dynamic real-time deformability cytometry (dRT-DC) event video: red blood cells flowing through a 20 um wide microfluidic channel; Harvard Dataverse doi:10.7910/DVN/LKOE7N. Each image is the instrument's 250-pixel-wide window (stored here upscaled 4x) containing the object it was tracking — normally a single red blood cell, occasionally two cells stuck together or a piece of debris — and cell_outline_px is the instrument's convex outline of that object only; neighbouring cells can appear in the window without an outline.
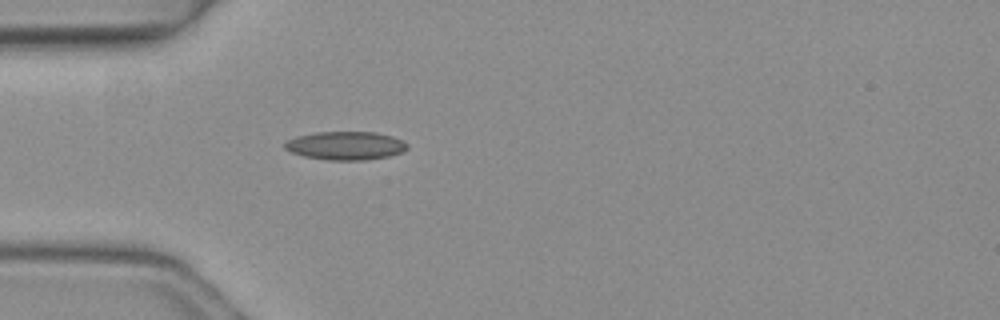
{"species": "common noctule bat (a hibernating species)", "species_latin": "Nyctalus noctula", "temperature_condition": "warm", "stored_images_in_passage": 5, "camera_frame_rate_fps": 3000, "um_per_image_px": 0.085, "animal": {"sex": "female", "body_mass_g": 19.3, "forearm_length_mm": 54.1}, "frame": {"image": 1, "passage_image": 5, "time_ms": 1.333, "image_size_px": [1000, 320], "cell_outline_px": [[408, 148], [400, 152], [388, 156], [364, 160], [328, 160], [304, 156], [292, 152], [284, 148], [284, 144], [288, 140], [296, 136], [316, 132], [376, 132], [392, 136], [404, 140], [408, 144]], "centroid_in_image_um": [29.39, 12.37], "position_along_channel_um": 55.6, "area_um2": 20.23}}